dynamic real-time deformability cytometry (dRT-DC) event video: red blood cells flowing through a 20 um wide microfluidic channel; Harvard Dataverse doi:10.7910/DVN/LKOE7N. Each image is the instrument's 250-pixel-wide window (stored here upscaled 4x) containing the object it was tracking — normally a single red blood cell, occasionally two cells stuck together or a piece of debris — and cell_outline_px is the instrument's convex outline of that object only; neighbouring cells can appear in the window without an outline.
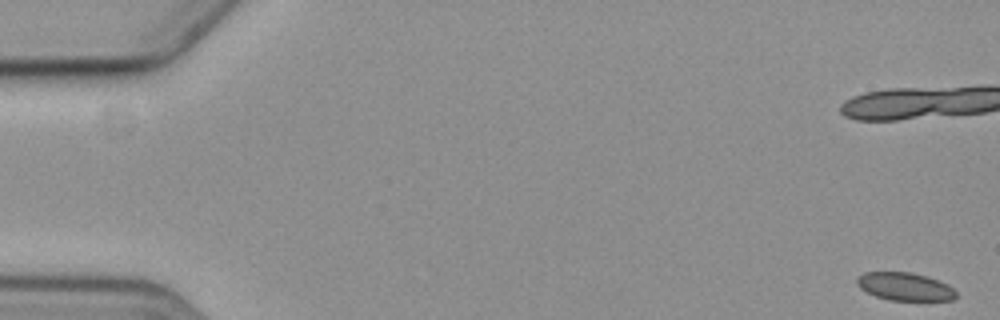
{"species": "common noctule bat (a hibernating species)", "species_latin": "Nyctalus noctula", "temperature_condition": "cold", "stored_images_in_passage": 10, "camera_frame_rate_fps": 3000, "um_per_image_px": 0.085, "animal": {"sex": "female", "body_mass_g": 19.3, "forearm_length_mm": 54.1}, "frame": {"image": 1, "passage_image": 1, "time_ms": 0.0, "image_size_px": [1000, 320], "cell_outline_px": [[956, 296], [952, 300], [888, 300], [876, 296], [860, 288], [856, 284], [856, 276], [864, 272], [908, 272], [928, 276], [948, 284], [956, 292]], "centroid_in_image_um": [76.89, 24.35], "position_along_channel_um": 8.1, "area_um2": 16.18}}
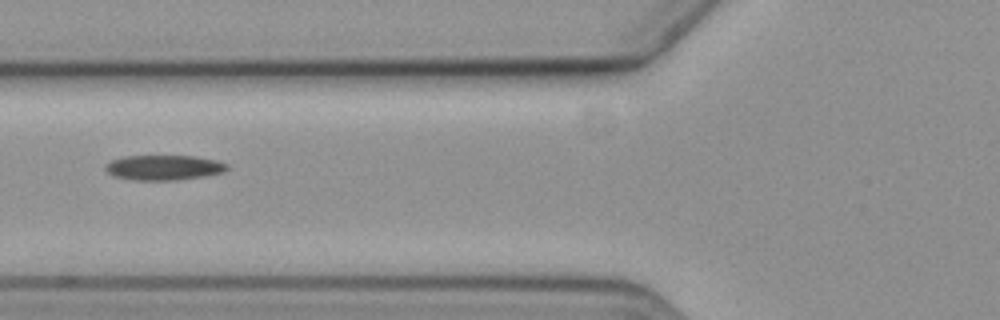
{"frame": {"image": 2, "passage_image": 7, "time_ms": 8.333, "image_size_px": [1000, 320], "cell_outline_px": [[228, 168], [224, 172], [204, 176], [176, 180], [132, 180], [112, 176], [104, 168], [104, 164], [112, 160], [124, 156], [192, 156], [216, 160], [228, 164]], "centroid_in_image_um": [13.89, 14.24], "position_along_channel_um": 111.9, "area_um2": 17.8}}
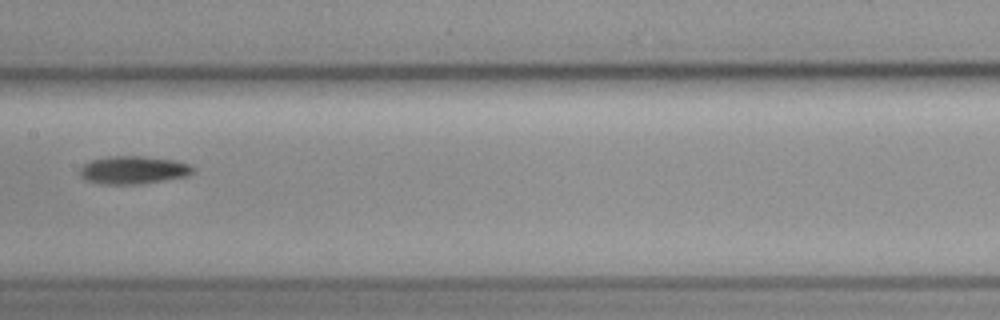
{"frame": {"image": 3, "passage_image": 9, "time_ms": 10.667, "image_size_px": [1000, 320], "cell_outline_px": [[196, 168], [188, 176], [140, 184], [100, 184], [84, 180], [80, 176], [80, 168], [84, 164], [92, 160], [108, 156], [144, 156], [176, 160], [188, 164]], "centroid_in_image_um": [11.33, 14.45], "position_along_channel_um": 196.1, "area_um2": 18.55}}